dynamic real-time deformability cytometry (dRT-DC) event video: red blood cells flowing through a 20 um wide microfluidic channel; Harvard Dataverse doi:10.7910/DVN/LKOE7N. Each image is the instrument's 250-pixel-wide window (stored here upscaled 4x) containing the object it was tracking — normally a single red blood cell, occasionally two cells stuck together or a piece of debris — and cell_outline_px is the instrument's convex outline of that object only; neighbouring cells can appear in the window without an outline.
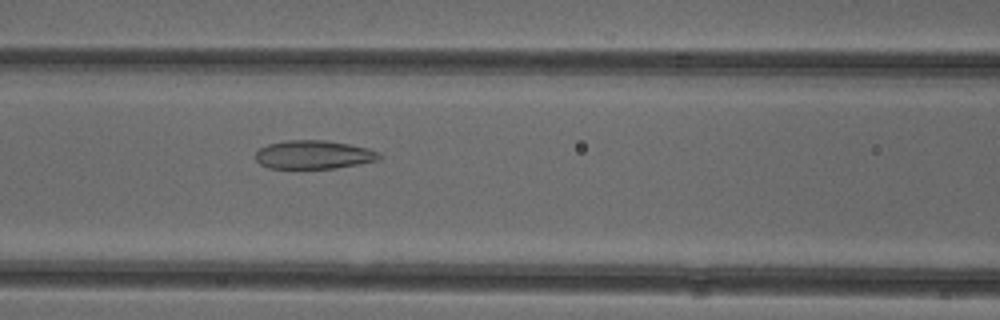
{"species": "common noctule bat (a hibernating species)", "species_latin": "Nyctalus noctula", "temperature_condition": "cold", "stored_images_in_passage": 38, "camera_frame_rate_fps": 3000, "um_per_image_px": 0.085, "animal": {"sex": "female"}, "frame": {"image": 1, "passage_image": 8, "time_ms": 2.333, "image_size_px": [1000, 320], "cell_outline_px": [[380, 160], [360, 164], [336, 168], [268, 168], [260, 164], [256, 160], [256, 152], [260, 148], [268, 144], [284, 140], [324, 140], [348, 144], [368, 148], [380, 152]], "centroid_in_image_um": [26.67, 13.15], "position_along_channel_um": 139.9, "area_um2": 20.63}}
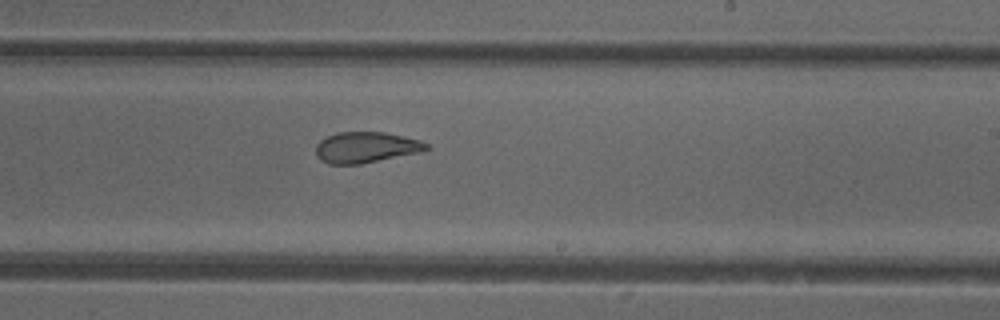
{"frame": {"image": 2, "passage_image": 17, "time_ms": 5.333, "image_size_px": [1000, 320], "cell_outline_px": [[432, 148], [424, 152], [360, 164], [328, 164], [320, 160], [316, 156], [316, 144], [320, 140], [336, 132], [384, 132], [420, 140], [428, 144]], "centroid_in_image_um": [31.13, 12.53], "position_along_channel_um": 257.9, "area_um2": 20.17}}
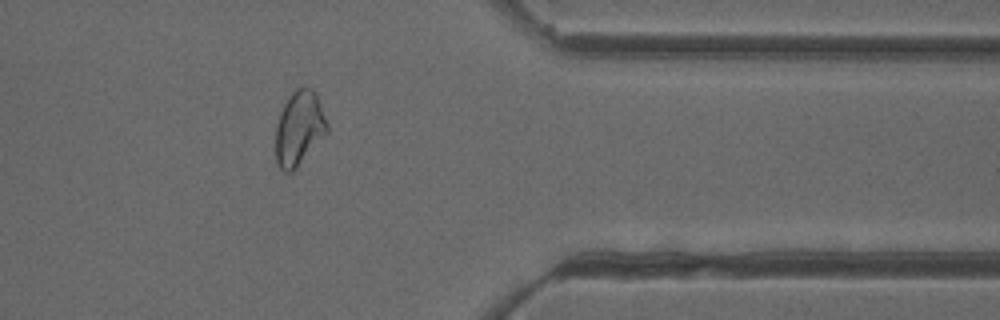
{"frame": {"image": 3, "passage_image": 28, "time_ms": 9.0, "image_size_px": [1000, 320], "cell_outline_px": [[328, 132], [292, 172], [284, 172], [280, 168], [276, 160], [276, 124], [280, 112], [288, 96], [296, 88], [304, 84], [308, 84], [316, 92], [328, 124]], "centroid_in_image_um": [25.43, 10.84], "position_along_channel_um": 386.0, "area_um2": 22.54}, "authors_computed_cell_mechanics": {"area_um2": 21.5016, "velocity_mm_per_s": 3.9458, "shape_relaxation_time_tau1_ms": null, "shape_relaxation_time_tau2_ms": 1.8596, "deformation_change_tau1": null, "deformation_change_tau2": 0.0929}}